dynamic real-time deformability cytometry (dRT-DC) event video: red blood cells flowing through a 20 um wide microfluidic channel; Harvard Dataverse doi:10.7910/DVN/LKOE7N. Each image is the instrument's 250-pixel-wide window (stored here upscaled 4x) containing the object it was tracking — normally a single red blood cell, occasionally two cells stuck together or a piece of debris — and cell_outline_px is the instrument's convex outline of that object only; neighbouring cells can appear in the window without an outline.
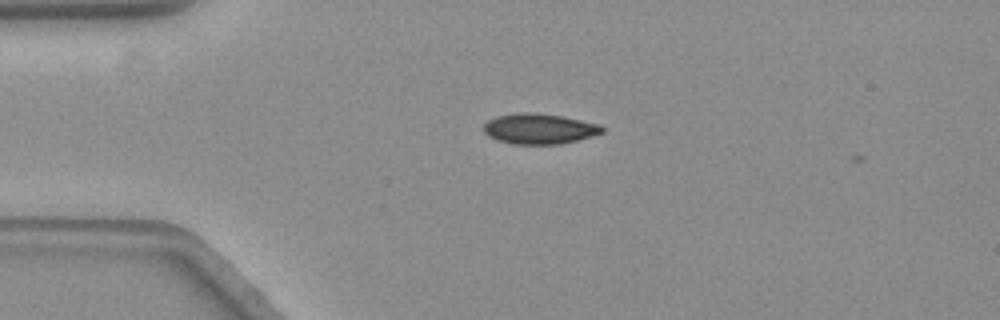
{"species": "common noctule bat (a hibernating species)", "species_latin": "Nyctalus noctula", "temperature_condition": "warm", "stored_images_in_passage": 3, "camera_frame_rate_fps": 3000, "um_per_image_px": 0.085, "animal": {"sex": "female", "body_mass_g": 19.3, "forearm_length_mm": 54.1}, "frame": {"image": 1, "passage_image": 2, "time_ms": 0.333, "image_size_px": [1000, 320], "cell_outline_px": [[604, 132], [592, 136], [560, 144], [516, 144], [496, 140], [488, 136], [484, 132], [484, 124], [488, 120], [496, 116], [516, 112], [532, 112], [560, 116], [600, 124], [604, 128]], "centroid_in_image_um": [45.81, 10.94], "position_along_channel_um": 39.2, "area_um2": 20.98}}